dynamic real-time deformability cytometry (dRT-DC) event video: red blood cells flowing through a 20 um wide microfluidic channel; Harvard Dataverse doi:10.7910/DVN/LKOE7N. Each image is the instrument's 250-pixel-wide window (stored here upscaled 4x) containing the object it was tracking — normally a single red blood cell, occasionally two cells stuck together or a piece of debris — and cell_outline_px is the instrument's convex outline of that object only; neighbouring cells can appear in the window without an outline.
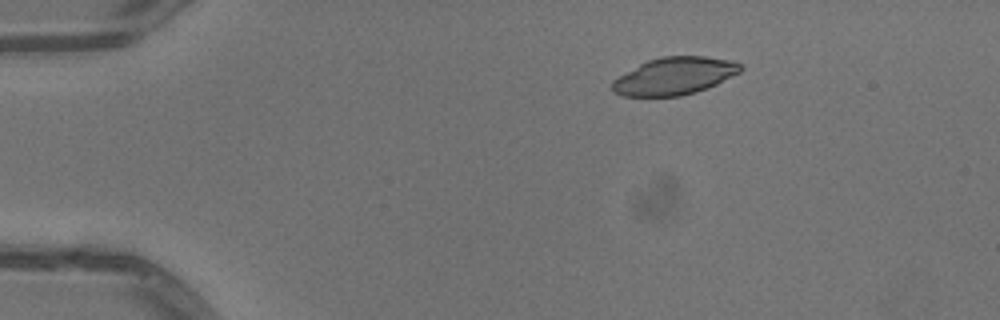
{"species": "common noctule bat (a hibernating species)", "species_latin": "Nyctalus noctula", "temperature_condition": "warm", "stored_images_in_passage": 43, "camera_frame_rate_fps": 3000, "um_per_image_px": 0.085, "animal": {"sex": "male", "body_mass_g": 13.3}, "frame": {"image": 1, "passage_image": 1, "time_ms": 0.0, "image_size_px": [1000, 320], "cell_outline_px": [[744, 68], [740, 72], [716, 84], [696, 92], [680, 96], [624, 96], [612, 92], [612, 80], [640, 64], [648, 60], [660, 56], [704, 56], [732, 60], [740, 64]], "centroid_in_image_um": [57.33, 6.46], "position_along_channel_um": 27.7, "area_um2": 27.92}}
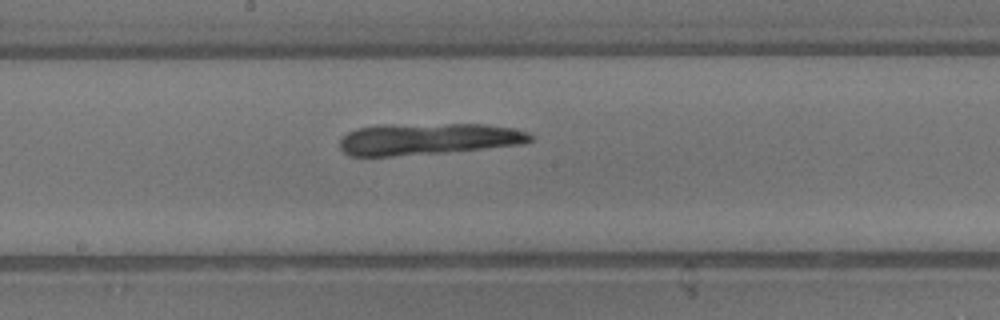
{"frame": {"image": 2, "passage_image": 20, "time_ms": 6.333, "image_size_px": [1000, 320], "cell_outline_px": [[532, 140], [524, 144], [444, 152], [392, 156], [352, 156], [344, 152], [340, 148], [340, 140], [348, 132], [356, 128], [376, 124], [484, 124], [512, 128], [528, 132], [532, 136]], "centroid_in_image_um": [36.35, 11.8], "position_along_channel_um": 211.8, "area_um2": 35.2}}
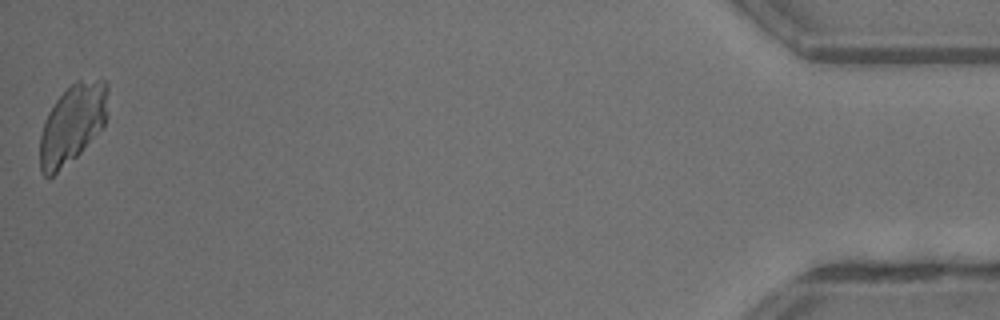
{"frame": {"image": 3, "passage_image": 43, "time_ms": 14.0, "image_size_px": [1000, 320], "cell_outline_px": [[108, 116], [104, 124], [80, 152], [76, 156], [52, 176], [44, 176], [40, 172], [40, 136], [44, 120], [48, 112], [56, 100], [76, 80], [104, 80], [108, 88]], "centroid_in_image_um": [6.15, 10.51], "position_along_channel_um": 429.0, "area_um2": 31.04}}